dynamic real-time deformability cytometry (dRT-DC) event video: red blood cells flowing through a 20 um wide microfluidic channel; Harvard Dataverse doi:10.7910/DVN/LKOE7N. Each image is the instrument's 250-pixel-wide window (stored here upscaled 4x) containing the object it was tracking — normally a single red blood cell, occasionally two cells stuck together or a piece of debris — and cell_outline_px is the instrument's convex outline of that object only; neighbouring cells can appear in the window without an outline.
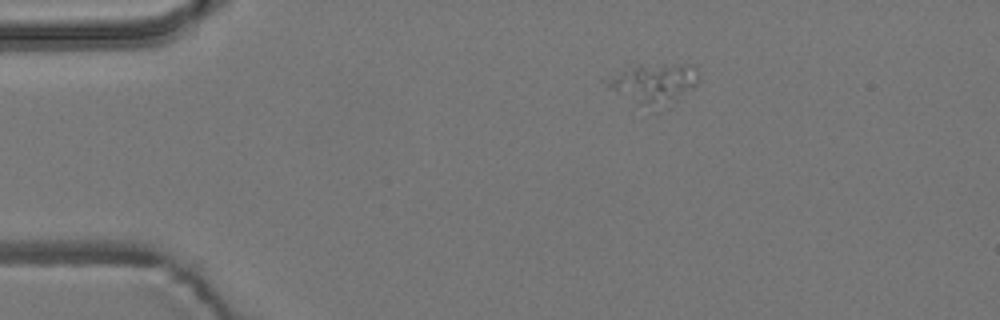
{"species": "common noctule bat (a hibernating species)", "species_latin": "Nyctalus noctula", "temperature_condition": "room temperature", "stored_images_in_passage": 4, "camera_frame_rate_fps": 3000, "um_per_image_px": 0.085, "animal": {"sex": "male", "body_mass_g": 19.2, "forearm_length_mm": 51.8}, "frame": {"image": 1, "passage_image": 1, "time_ms": 0.0, "image_size_px": [1000, 320], "cell_outline_px": [[700, 80], [696, 84], [672, 96], [644, 104], [608, 84], [628, 64], [692, 64], [700, 72]], "centroid_in_image_um": [55.7, 6.86], "position_along_channel_um": 29.3, "area_um2": 18.44}}
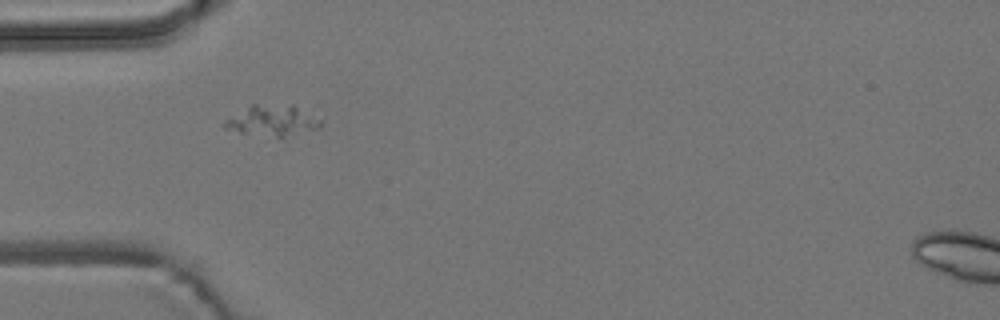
{"frame": {"image": 2, "passage_image": 3, "time_ms": 2.333, "image_size_px": [1000, 320], "cell_outline_px": [[320, 128], [284, 140], [240, 132], [224, 128], [224, 120], [252, 104], [292, 104], [320, 120]], "centroid_in_image_um": [23.18, 10.3], "position_along_channel_um": 61.8, "area_um2": 17.74}}
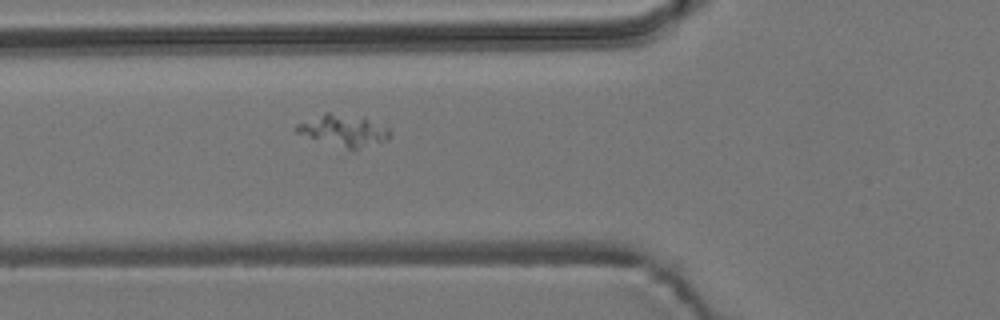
{"frame": {"image": 3, "passage_image": 4, "time_ms": 3.333, "image_size_px": [1000, 320], "cell_outline_px": [[392, 136], [388, 140], [356, 148], [348, 148], [296, 132], [292, 128], [296, 124], [324, 112], [328, 112], [364, 116], [392, 128]], "centroid_in_image_um": [29.29, 11.02], "position_along_channel_um": 96.5, "area_um2": 17.11}}